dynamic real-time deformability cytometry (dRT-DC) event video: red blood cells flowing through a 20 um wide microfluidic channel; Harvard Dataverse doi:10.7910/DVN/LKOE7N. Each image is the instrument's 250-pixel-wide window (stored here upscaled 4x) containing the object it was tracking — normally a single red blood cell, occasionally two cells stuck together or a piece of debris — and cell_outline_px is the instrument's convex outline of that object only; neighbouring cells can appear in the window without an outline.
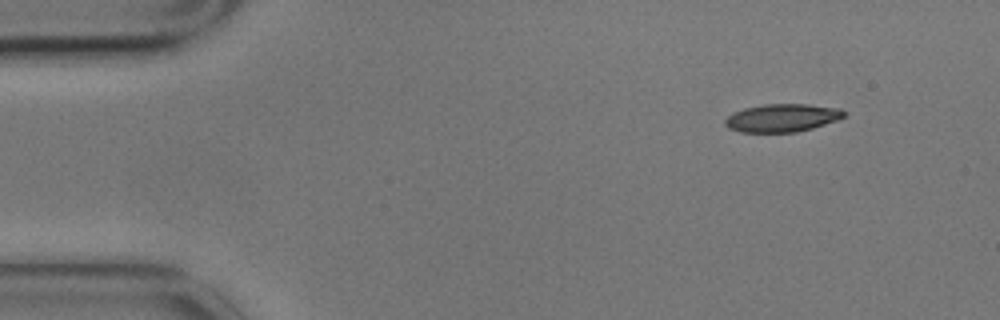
{"species": "common noctule bat (a hibernating species)", "species_latin": "Nyctalus noctula", "temperature_condition": "cold", "stored_images_in_passage": 5, "camera_frame_rate_fps": 3000, "um_per_image_px": 0.085, "animal": {"sex": "male", "body_mass_g": 17.9}, "frame": {"image": 1, "passage_image": 1, "time_ms": 0.0, "image_size_px": [1000, 320], "cell_outline_px": [[848, 116], [812, 128], [796, 132], [740, 132], [728, 128], [724, 124], [724, 120], [732, 112], [744, 108], [764, 104], [808, 104], [840, 108], [848, 112]], "centroid_in_image_um": [66.49, 10.01], "position_along_channel_um": 18.5, "area_um2": 19.59}}
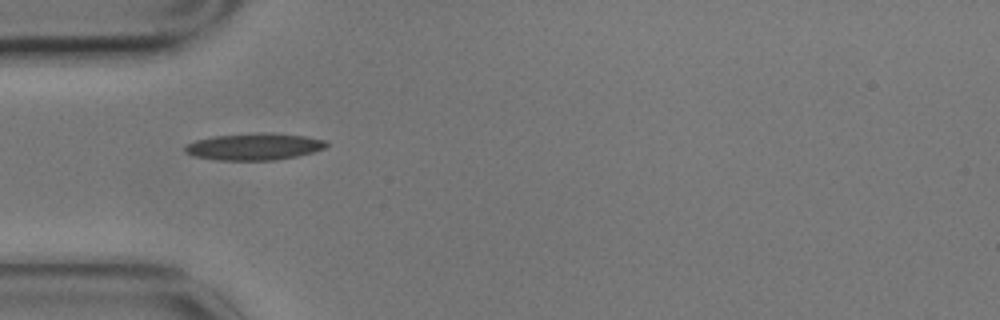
{"frame": {"image": 2, "passage_image": 4, "time_ms": 1.0, "image_size_px": [1000, 320], "cell_outline_px": [[328, 144], [324, 148], [312, 152], [296, 156], [276, 160], [216, 160], [196, 156], [184, 152], [184, 148], [188, 144], [196, 140], [212, 136], [256, 132], [272, 132], [304, 136], [324, 140]], "centroid_in_image_um": [21.59, 12.45], "position_along_channel_um": 63.4, "area_um2": 22.14}}